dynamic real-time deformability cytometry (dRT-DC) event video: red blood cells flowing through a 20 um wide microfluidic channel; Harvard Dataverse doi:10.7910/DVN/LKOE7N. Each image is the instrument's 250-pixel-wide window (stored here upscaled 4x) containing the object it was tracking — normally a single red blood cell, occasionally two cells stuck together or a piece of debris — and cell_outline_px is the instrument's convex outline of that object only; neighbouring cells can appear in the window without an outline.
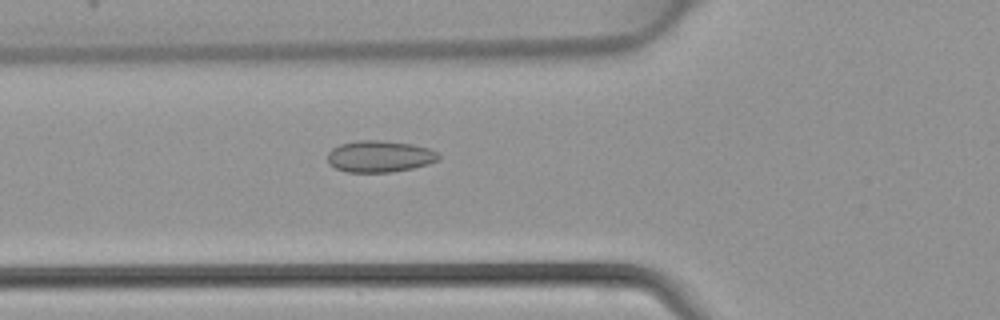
{"species": "common noctule bat (a hibernating species)", "species_latin": "Nyctalus noctula", "temperature_condition": "warm", "stored_images_in_passage": 44, "camera_frame_rate_fps": 3000, "um_per_image_px": 0.085, "animal": {"sex": "female", "body_mass_g": 22.7, "forearm_length_mm": 54.2}, "frame": {"image": 1, "passage_image": 16, "time_ms": 5.0, "image_size_px": [1000, 320], "cell_outline_px": [[440, 160], [428, 164], [412, 168], [392, 172], [348, 172], [336, 168], [328, 164], [328, 152], [332, 148], [340, 144], [356, 140], [380, 140], [412, 144], [428, 148], [436, 152], [440, 156]], "centroid_in_image_um": [32.26, 13.29], "position_along_channel_um": 93.5, "area_um2": 20.52}}
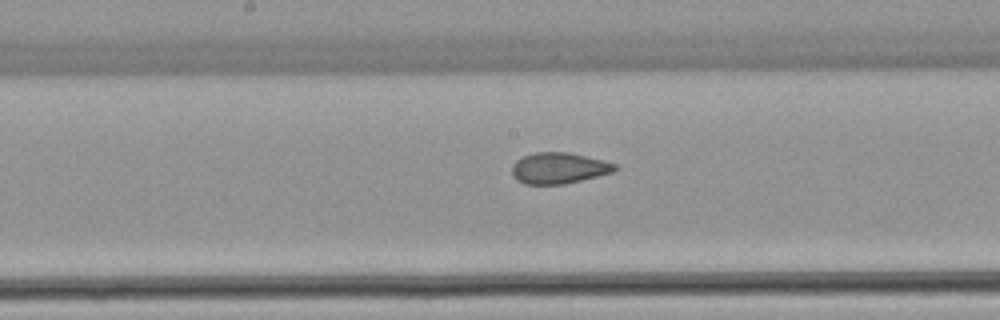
{"frame": {"image": 2, "passage_image": 23, "time_ms": 7.333, "image_size_px": [1000, 320], "cell_outline_px": [[616, 168], [612, 172], [564, 184], [524, 184], [516, 180], [512, 176], [512, 164], [516, 160], [524, 156], [536, 152], [568, 152], [604, 160], [616, 164]], "centroid_in_image_um": [47.45, 14.28], "position_along_channel_um": 200.7, "area_um2": 18.55}}
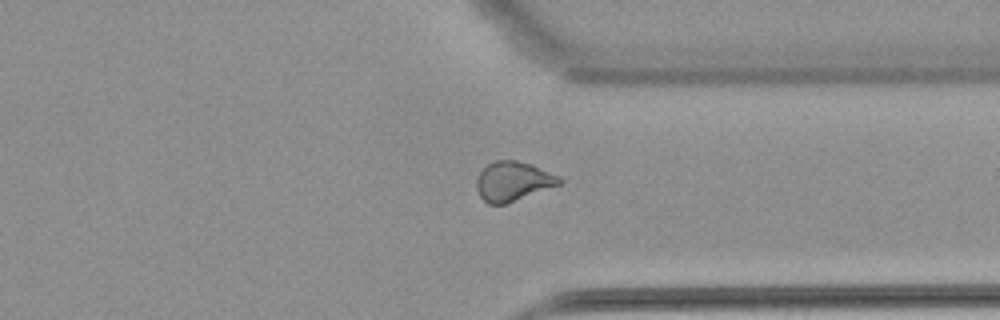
{"frame": {"image": 3, "passage_image": 34, "time_ms": 11.0, "image_size_px": [1000, 320], "cell_outline_px": [[564, 180], [560, 184], [508, 204], [488, 204], [480, 196], [476, 188], [476, 180], [480, 172], [488, 164], [496, 160], [516, 160], [532, 164], [560, 176]], "centroid_in_image_um": [43.62, 15.41], "position_along_channel_um": 367.8, "area_um2": 19.19}}